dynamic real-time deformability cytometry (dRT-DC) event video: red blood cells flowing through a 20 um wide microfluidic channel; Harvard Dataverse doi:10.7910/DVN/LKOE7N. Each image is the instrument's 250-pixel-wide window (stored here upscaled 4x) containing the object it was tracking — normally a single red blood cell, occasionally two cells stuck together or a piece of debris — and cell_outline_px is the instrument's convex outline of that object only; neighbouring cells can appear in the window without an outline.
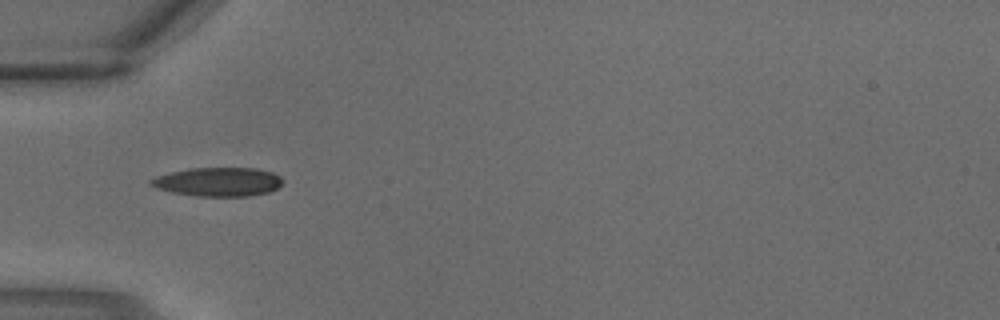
{"species": "common noctule bat (a hibernating species)", "species_latin": "Nyctalus noctula", "temperature_condition": "warm", "stored_images_in_passage": 1, "camera_frame_rate_fps": 3000, "um_per_image_px": 0.085, "animal": {"sex": "male", "body_mass_g": 18.8}, "frame": {"image": 1, "passage_image": 1, "time_ms": 0.0, "image_size_px": [1000, 320], "cell_outline_px": [[284, 180], [276, 188], [268, 192], [248, 196], [196, 196], [172, 192], [156, 188], [148, 184], [148, 180], [156, 176], [188, 168], [256, 168], [272, 172], [280, 176]], "centroid_in_image_um": [18.51, 15.45], "position_along_channel_um": 66.5, "area_um2": 22.2}}